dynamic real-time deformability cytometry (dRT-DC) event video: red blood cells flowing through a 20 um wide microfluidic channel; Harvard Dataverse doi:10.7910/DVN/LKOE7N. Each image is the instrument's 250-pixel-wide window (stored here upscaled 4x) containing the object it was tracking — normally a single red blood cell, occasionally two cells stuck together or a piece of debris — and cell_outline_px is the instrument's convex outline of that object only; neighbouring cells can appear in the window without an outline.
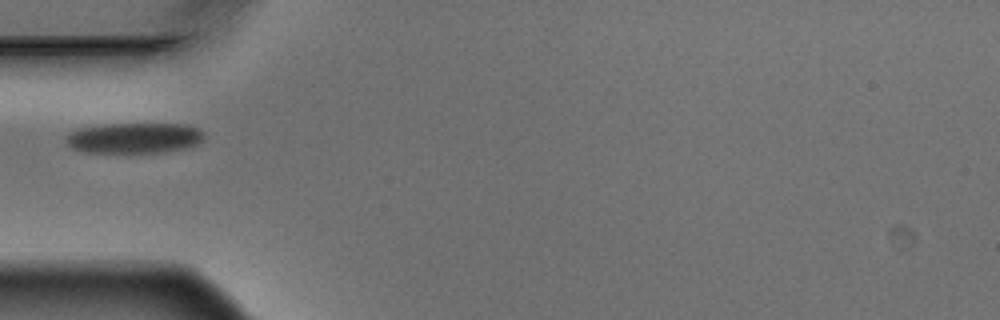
{"species": "Egyptian fruit bat (a non-hibernating species)", "species_latin": "Rousettus aegyptiacus", "temperature_condition": "warm", "stored_images_in_passage": 2, "camera_frame_rate_fps": 3000, "um_per_image_px": 0.085, "animal": {"sex": "male"}, "frame": {"image": 1, "passage_image": 1, "time_ms": 0.0, "image_size_px": [1000, 320], "cell_outline_px": [[204, 140], [196, 144], [184, 148], [168, 152], [84, 152], [72, 148], [64, 140], [72, 132], [80, 128], [104, 124], [184, 124], [196, 128], [204, 132]], "centroid_in_image_um": [11.43, 11.73], "position_along_channel_um": 73.6, "area_um2": 24.45}}
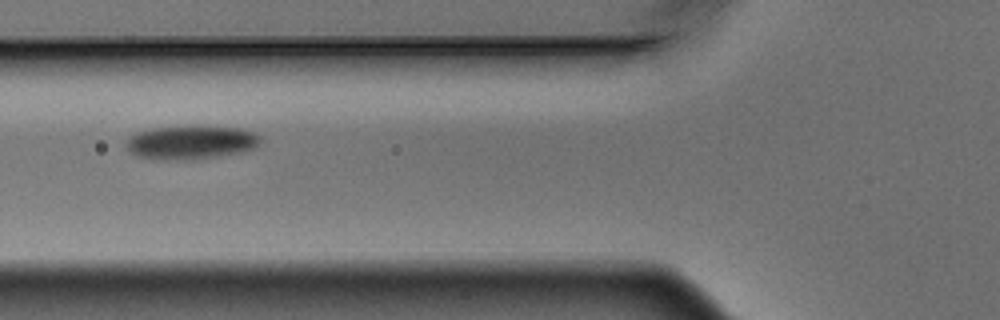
{"frame": {"image": 2, "passage_image": 2, "time_ms": 0.333, "image_size_px": [1000, 320], "cell_outline_px": [[260, 144], [256, 148], [244, 152], [196, 160], [160, 160], [136, 156], [128, 148], [128, 136], [136, 132], [152, 128], [240, 128], [252, 132], [260, 136]], "centroid_in_image_um": [16.25, 12.15], "position_along_channel_um": 109.5, "area_um2": 25.95}}